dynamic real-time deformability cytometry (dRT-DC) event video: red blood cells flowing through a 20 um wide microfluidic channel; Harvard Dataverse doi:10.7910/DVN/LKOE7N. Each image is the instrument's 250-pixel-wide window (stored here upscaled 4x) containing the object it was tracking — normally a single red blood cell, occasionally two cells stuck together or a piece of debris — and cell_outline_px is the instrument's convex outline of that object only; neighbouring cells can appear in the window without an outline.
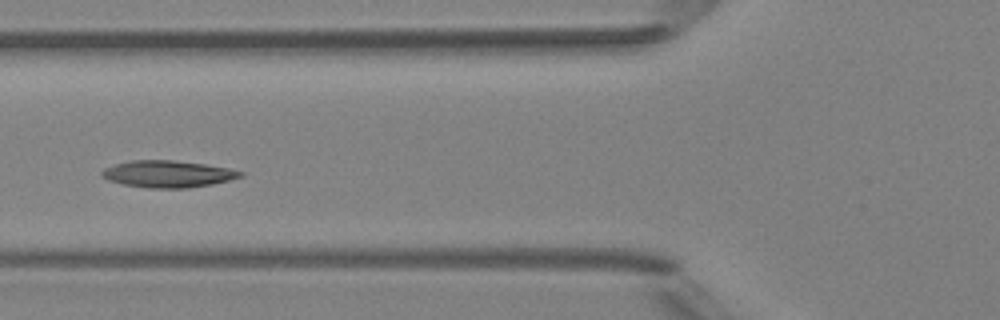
{"species": "Egyptian fruit bat (a non-hibernating species)", "species_latin": "Rousettus aegyptiacus", "temperature_condition": "room temperature", "stored_images_in_passage": 5, "camera_frame_rate_fps": 3000, "um_per_image_px": 0.085, "animal": {"sex": "female"}, "frame": {"image": 1, "passage_image": 4, "time_ms": 3.667, "image_size_px": [1000, 320], "cell_outline_px": [[244, 176], [212, 184], [188, 188], [148, 188], [124, 184], [108, 180], [100, 176], [100, 172], [104, 168], [116, 164], [132, 160], [172, 160], [204, 164], [228, 168], [244, 172]], "centroid_in_image_um": [14.25, 14.79], "position_along_channel_um": 111.5, "area_um2": 21.62}}
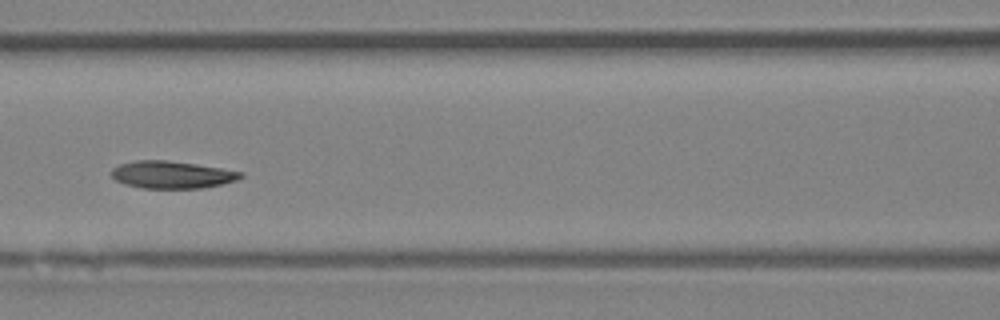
{"frame": {"image": 2, "passage_image": 5, "time_ms": 4.667, "image_size_px": [1000, 320], "cell_outline_px": [[244, 176], [236, 180], [204, 188], [140, 188], [124, 184], [116, 180], [112, 176], [112, 168], [120, 164], [136, 160], [164, 160], [220, 168], [244, 172]], "centroid_in_image_um": [14.59, 14.86], "position_along_channel_um": 152.0, "area_um2": 20.4}}